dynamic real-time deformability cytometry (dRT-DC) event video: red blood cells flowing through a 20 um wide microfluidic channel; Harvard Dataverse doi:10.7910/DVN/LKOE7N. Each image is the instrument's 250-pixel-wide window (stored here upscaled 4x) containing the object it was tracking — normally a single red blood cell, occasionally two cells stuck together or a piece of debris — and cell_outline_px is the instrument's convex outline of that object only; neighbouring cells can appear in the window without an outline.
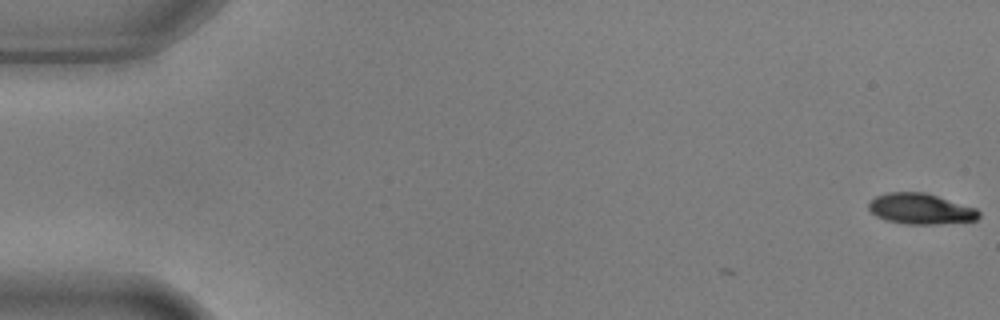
{"species": "common noctule bat (a hibernating species)", "species_latin": "Nyctalus noctula", "temperature_condition": "warm", "stored_images_in_passage": 5, "camera_frame_rate_fps": 3000, "um_per_image_px": 0.085, "animal": {"sex": "male", "body_mass_g": 17.9, "forearm_length_mm": 54.2}, "frame": {"image": 1, "passage_image": 1, "time_ms": 0.0, "image_size_px": [1000, 320], "cell_outline_px": [[980, 216], [976, 220], [936, 224], [908, 224], [884, 220], [876, 216], [868, 208], [868, 204], [876, 196], [888, 192], [924, 192], [976, 208], [980, 212]], "centroid_in_image_um": [78.24, 17.75], "position_along_channel_um": 6.8, "area_um2": 19.59}}
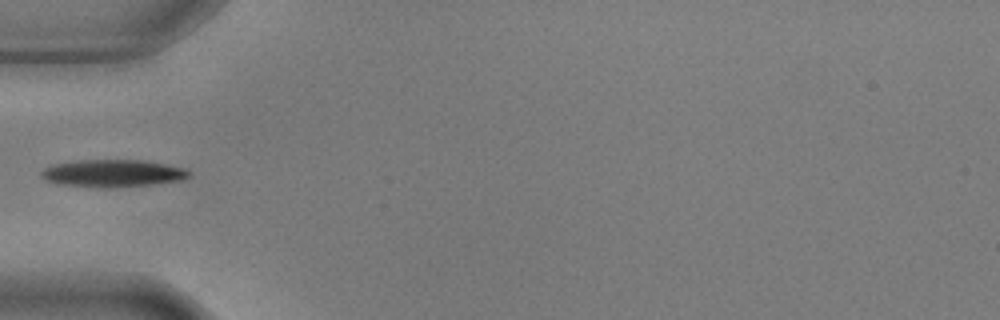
{"frame": {"image": 2, "passage_image": 4, "time_ms": 1.0, "image_size_px": [1000, 320], "cell_outline_px": [[192, 176], [180, 180], [152, 184], [104, 188], [56, 184], [44, 180], [40, 176], [40, 172], [44, 168], [52, 164], [76, 160], [144, 160], [184, 168]], "centroid_in_image_um": [9.5, 14.73], "position_along_channel_um": 75.5, "area_um2": 23.64}}
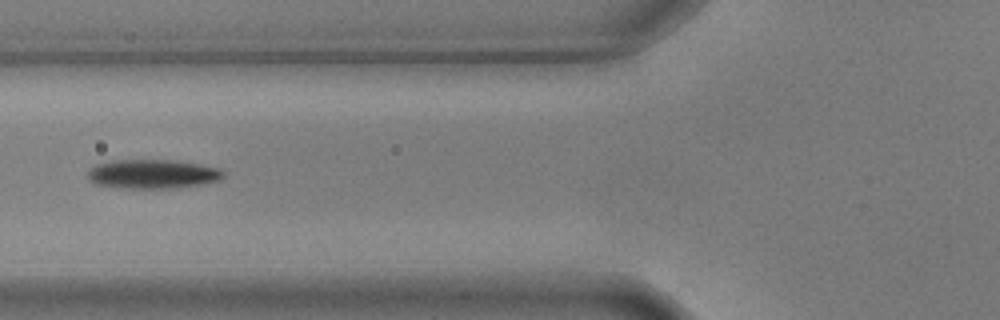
{"frame": {"image": 3, "passage_image": 5, "time_ms": 1.333, "image_size_px": [1000, 320], "cell_outline_px": [[224, 176], [220, 180], [204, 184], [176, 188], [124, 188], [96, 184], [88, 180], [88, 168], [96, 164], [112, 160], [176, 160], [200, 164], [220, 168], [224, 172]], "centroid_in_image_um": [12.98, 14.79], "position_along_channel_um": 112.8, "area_um2": 23.29}}